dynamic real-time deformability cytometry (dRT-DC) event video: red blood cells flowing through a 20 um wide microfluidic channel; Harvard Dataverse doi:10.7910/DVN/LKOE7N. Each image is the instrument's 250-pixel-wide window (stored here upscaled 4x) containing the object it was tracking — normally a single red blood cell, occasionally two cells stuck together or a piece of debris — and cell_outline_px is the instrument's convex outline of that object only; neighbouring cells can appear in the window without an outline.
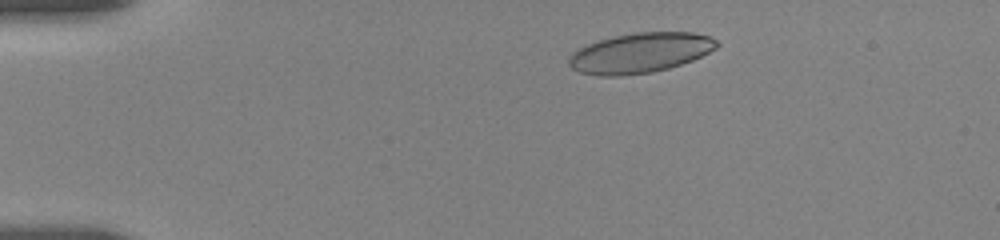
{"species": "human", "species_latin": "Homo sapiens", "temperature_condition": "room temperature", "stored_images_in_passage": 6, "camera_frame_rate_fps": 3000, "um_per_image_px": 0.085, "donor": {"sex": "female"}, "frame": {"image": 1, "passage_image": 2, "time_ms": 1.0, "image_size_px": [1000, 240], "cell_outline_px": [[720, 44], [716, 48], [692, 60], [668, 68], [652, 72], [620, 76], [600, 76], [580, 72], [572, 68], [568, 64], [568, 56], [580, 48], [588, 44], [600, 40], [616, 36], [636, 32], [692, 32], [708, 36], [716, 40]], "centroid_in_image_um": [54.4, 4.5], "position_along_channel_um": 30.6, "area_um2": 34.22}}
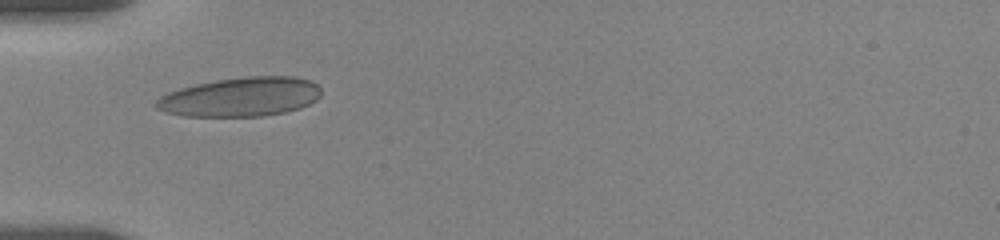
{"frame": {"image": 2, "passage_image": 5, "time_ms": 3.667, "image_size_px": [1000, 240], "cell_outline_px": [[320, 96], [316, 100], [300, 108], [284, 112], [264, 116], [184, 116], [164, 112], [156, 108], [152, 104], [160, 96], [168, 92], [180, 88], [196, 84], [216, 80], [244, 76], [296, 76], [312, 80], [320, 88]], "centroid_in_image_um": [20.44, 8.23], "position_along_channel_um": 64.6, "area_um2": 37.97}}
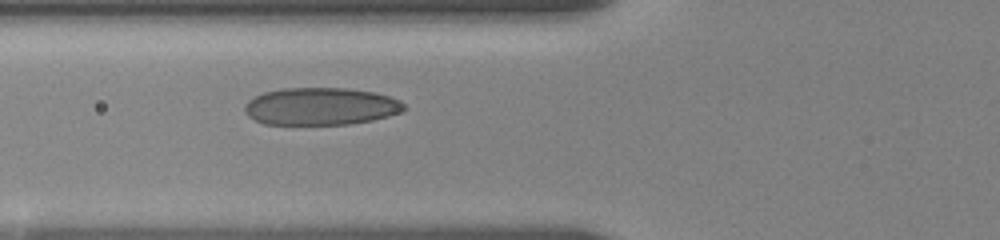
{"frame": {"image": 3, "passage_image": 6, "time_ms": 4.667, "image_size_px": [1000, 240], "cell_outline_px": [[404, 112], [372, 120], [348, 124], [264, 124], [248, 116], [244, 112], [244, 104], [248, 100], [264, 92], [284, 88], [344, 88], [372, 92], [388, 96], [400, 100], [404, 104]], "centroid_in_image_um": [27.25, 9.04], "position_along_channel_um": 98.6, "area_um2": 34.68}}